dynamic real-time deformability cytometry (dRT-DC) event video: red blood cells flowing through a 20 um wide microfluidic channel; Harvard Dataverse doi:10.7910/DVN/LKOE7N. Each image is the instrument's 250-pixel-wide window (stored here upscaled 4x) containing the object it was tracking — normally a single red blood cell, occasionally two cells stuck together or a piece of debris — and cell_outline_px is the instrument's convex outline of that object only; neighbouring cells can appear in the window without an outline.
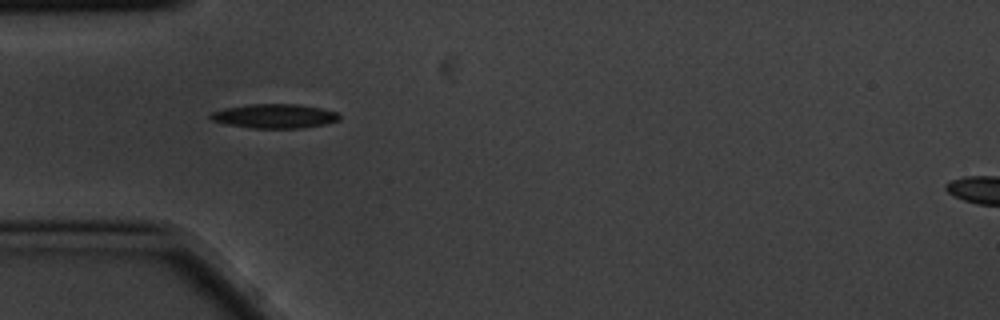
{"species": "common noctule bat (a hibernating species)", "species_latin": "Nyctalus noctula", "temperature_condition": "cold", "stored_images_in_passage": 7, "camera_frame_rate_fps": 3000, "um_per_image_px": 0.085, "animal": {"sex": "male", "body_mass_g": 20.1, "forearm_length_mm": 53.5}, "frame": {"image": 1, "passage_image": 3, "time_ms": 0.667, "image_size_px": [1000, 320], "cell_outline_px": [[340, 120], [324, 124], [304, 128], [252, 128], [228, 124], [212, 120], [208, 116], [212, 112], [224, 108], [248, 104], [296, 104], [320, 108], [336, 112], [340, 116]], "centroid_in_image_um": [23.33, 9.87], "position_along_channel_um": 61.7, "area_um2": 18.09}}